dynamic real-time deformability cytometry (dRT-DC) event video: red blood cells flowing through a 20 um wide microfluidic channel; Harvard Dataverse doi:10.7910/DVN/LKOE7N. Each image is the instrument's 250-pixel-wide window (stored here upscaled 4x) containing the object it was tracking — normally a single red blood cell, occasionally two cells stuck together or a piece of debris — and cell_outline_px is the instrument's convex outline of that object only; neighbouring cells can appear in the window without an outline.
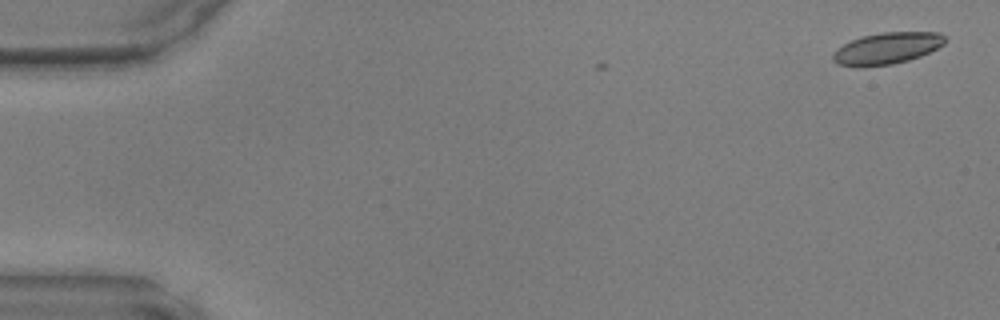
{"species": "common noctule bat (a hibernating species)", "species_latin": "Nyctalus noctula", "temperature_condition": "warm", "stored_images_in_passage": 4, "camera_frame_rate_fps": 3000, "um_per_image_px": 0.085, "animal": {"sex": "male", "body_mass_g": 17.9, "forearm_length_mm": 54.2}, "frame": {"image": 1, "passage_image": 4, "time_ms": 1.0, "image_size_px": [1000, 320], "cell_outline_px": [[944, 44], [920, 56], [908, 60], [892, 64], [836, 64], [832, 60], [832, 52], [836, 48], [860, 36], [880, 32], [940, 32], [944, 36]], "centroid_in_image_um": [75.39, 4.06], "position_along_channel_um": 9.6, "area_um2": 20.06}}